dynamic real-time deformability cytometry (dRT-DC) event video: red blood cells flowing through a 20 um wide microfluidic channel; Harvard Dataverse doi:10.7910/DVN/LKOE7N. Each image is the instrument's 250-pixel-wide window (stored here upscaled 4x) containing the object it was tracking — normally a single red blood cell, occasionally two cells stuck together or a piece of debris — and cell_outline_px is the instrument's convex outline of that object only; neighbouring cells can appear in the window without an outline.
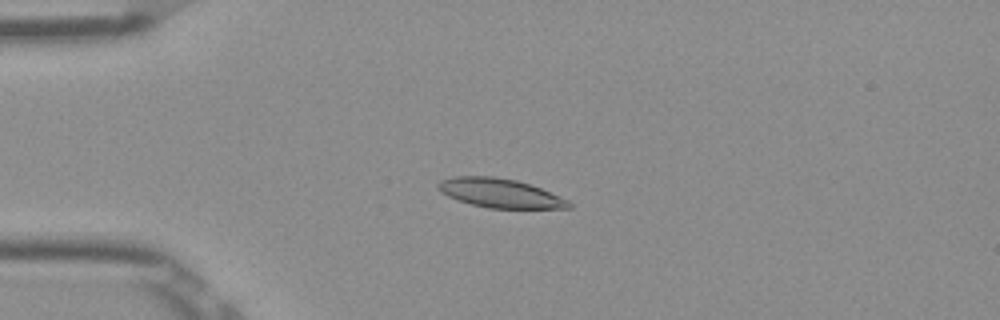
{"species": "Egyptian fruit bat (a non-hibernating species)", "species_latin": "Rousettus aegyptiacus", "temperature_condition": "room temperature", "stored_images_in_passage": 53, "camera_frame_rate_fps": 3000, "um_per_image_px": 0.085, "frame": {"image": 1, "passage_image": 14, "time_ms": 4.333, "image_size_px": [1000, 320], "cell_outline_px": [[572, 208], [488, 208], [472, 204], [448, 196], [440, 192], [436, 188], [436, 184], [440, 180], [452, 176], [492, 176], [516, 180], [540, 188], [568, 200], [572, 204]], "centroid_in_image_um": [42.45, 16.41], "position_along_channel_um": 42.5, "area_um2": 22.02}}
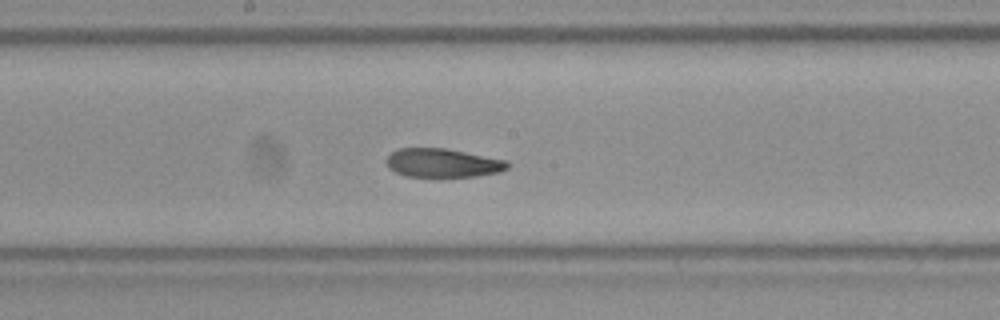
{"frame": {"image": 2, "passage_image": 29, "time_ms": 9.333, "image_size_px": [1000, 320], "cell_outline_px": [[512, 164], [508, 168], [500, 172], [476, 176], [408, 176], [396, 172], [388, 168], [384, 160], [396, 148], [444, 148], [508, 160]], "centroid_in_image_um": [37.64, 13.84], "position_along_channel_um": 210.6, "area_um2": 20.35}}
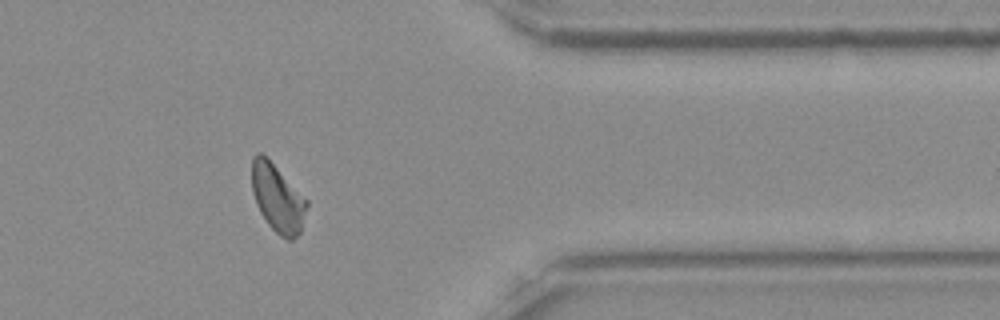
{"frame": {"image": 3, "passage_image": 44, "time_ms": 14.333, "image_size_px": [1000, 320], "cell_outline_px": [[308, 204], [300, 232], [292, 240], [288, 240], [280, 236], [268, 224], [260, 212], [256, 204], [252, 192], [252, 156], [256, 152], [260, 152], [308, 200]], "centroid_in_image_um": [23.58, 16.87], "position_along_channel_um": 387.8, "area_um2": 21.33}, "authors_computed_cell_mechanics": {"area_um2": 21.386, "velocity_mm_per_s": 3.8775, "shape_relaxation_time_tau1_ms": 5.4251, "shape_relaxation_time_tau2_ms": 3.2223, "deformation_change_tau1": 0.1888, "deformation_change_tau2": 0.0989}}